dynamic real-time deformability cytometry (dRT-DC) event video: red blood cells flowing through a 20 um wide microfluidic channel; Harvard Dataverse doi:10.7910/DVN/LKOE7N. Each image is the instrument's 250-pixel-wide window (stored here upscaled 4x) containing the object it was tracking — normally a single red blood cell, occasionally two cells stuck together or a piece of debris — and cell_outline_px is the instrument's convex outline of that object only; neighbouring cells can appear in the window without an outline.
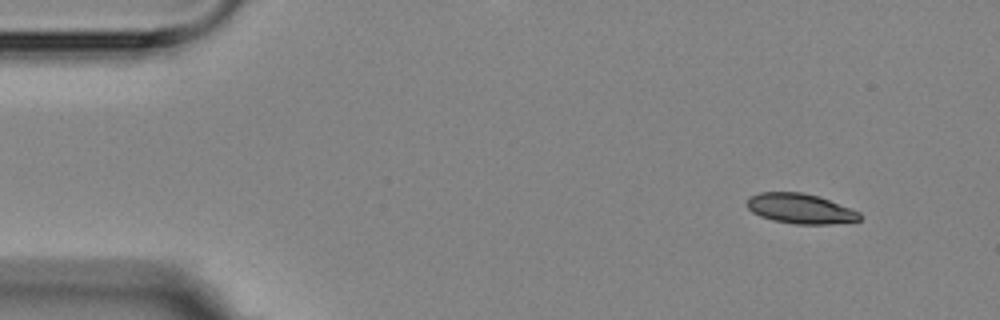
{"species": "Egyptian fruit bat (a non-hibernating species)", "species_latin": "Rousettus aegyptiacus", "temperature_condition": "room temperature", "stored_images_in_passage": 4, "camera_frame_rate_fps": 3000, "um_per_image_px": 0.085, "animal": {"sex": "female"}, "frame": {"image": 1, "passage_image": 1, "time_ms": 0.0, "image_size_px": [1000, 320], "cell_outline_px": [[860, 220], [828, 224], [796, 224], [772, 220], [760, 216], [752, 212], [748, 208], [748, 196], [760, 192], [800, 192], [816, 196], [828, 200], [860, 212]], "centroid_in_image_um": [67.98, 17.73], "position_along_channel_um": 17.0, "area_um2": 19.42}}
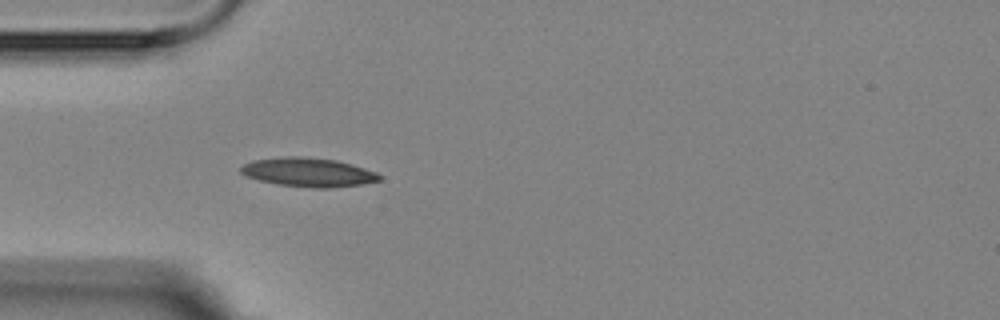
{"frame": {"image": 2, "passage_image": 4, "time_ms": 3.667, "image_size_px": [1000, 320], "cell_outline_px": [[380, 180], [360, 184], [328, 188], [312, 188], [276, 184], [244, 176], [240, 172], [240, 168], [244, 164], [252, 160], [288, 156], [300, 156], [336, 160], [352, 164], [376, 172], [380, 176]], "centroid_in_image_um": [26.16, 14.64], "position_along_channel_um": 58.8, "area_um2": 23.29}}